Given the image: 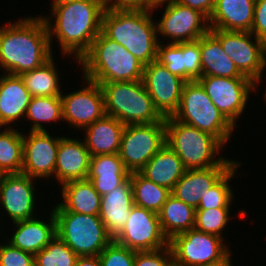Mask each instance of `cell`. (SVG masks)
Segmentation results:
<instances>
[{"label": "cell", "mask_w": 266, "mask_h": 266, "mask_svg": "<svg viewBox=\"0 0 266 266\" xmlns=\"http://www.w3.org/2000/svg\"><path fill=\"white\" fill-rule=\"evenodd\" d=\"M213 104L235 127L246 111L247 102L254 92L250 78H225L202 76L197 80Z\"/></svg>", "instance_id": "13"}, {"label": "cell", "mask_w": 266, "mask_h": 266, "mask_svg": "<svg viewBox=\"0 0 266 266\" xmlns=\"http://www.w3.org/2000/svg\"><path fill=\"white\" fill-rule=\"evenodd\" d=\"M231 168L211 167L186 170L171 193L177 199L197 209L203 194L210 190Z\"/></svg>", "instance_id": "23"}, {"label": "cell", "mask_w": 266, "mask_h": 266, "mask_svg": "<svg viewBox=\"0 0 266 266\" xmlns=\"http://www.w3.org/2000/svg\"><path fill=\"white\" fill-rule=\"evenodd\" d=\"M136 251L112 241L99 255L102 266H134Z\"/></svg>", "instance_id": "39"}, {"label": "cell", "mask_w": 266, "mask_h": 266, "mask_svg": "<svg viewBox=\"0 0 266 266\" xmlns=\"http://www.w3.org/2000/svg\"><path fill=\"white\" fill-rule=\"evenodd\" d=\"M161 9L164 10L162 17L156 20L159 42L162 38L163 43L165 38L168 39L166 43L195 41L210 31L208 18L204 14L178 1L168 2Z\"/></svg>", "instance_id": "12"}, {"label": "cell", "mask_w": 266, "mask_h": 266, "mask_svg": "<svg viewBox=\"0 0 266 266\" xmlns=\"http://www.w3.org/2000/svg\"><path fill=\"white\" fill-rule=\"evenodd\" d=\"M232 251H230L223 259L217 262L209 263L207 265L202 266H232ZM234 266V265H233Z\"/></svg>", "instance_id": "46"}, {"label": "cell", "mask_w": 266, "mask_h": 266, "mask_svg": "<svg viewBox=\"0 0 266 266\" xmlns=\"http://www.w3.org/2000/svg\"><path fill=\"white\" fill-rule=\"evenodd\" d=\"M52 56L42 15L0 25V72L21 75L42 66Z\"/></svg>", "instance_id": "2"}, {"label": "cell", "mask_w": 266, "mask_h": 266, "mask_svg": "<svg viewBox=\"0 0 266 266\" xmlns=\"http://www.w3.org/2000/svg\"><path fill=\"white\" fill-rule=\"evenodd\" d=\"M209 32L220 42L238 71L254 82L257 92L266 71V43L252 32L222 29H210Z\"/></svg>", "instance_id": "9"}, {"label": "cell", "mask_w": 266, "mask_h": 266, "mask_svg": "<svg viewBox=\"0 0 266 266\" xmlns=\"http://www.w3.org/2000/svg\"><path fill=\"white\" fill-rule=\"evenodd\" d=\"M56 234L78 256H98L113 238L99 216L53 211Z\"/></svg>", "instance_id": "8"}, {"label": "cell", "mask_w": 266, "mask_h": 266, "mask_svg": "<svg viewBox=\"0 0 266 266\" xmlns=\"http://www.w3.org/2000/svg\"><path fill=\"white\" fill-rule=\"evenodd\" d=\"M2 241L0 242V266H35L33 254L13 247L4 237Z\"/></svg>", "instance_id": "40"}, {"label": "cell", "mask_w": 266, "mask_h": 266, "mask_svg": "<svg viewBox=\"0 0 266 266\" xmlns=\"http://www.w3.org/2000/svg\"><path fill=\"white\" fill-rule=\"evenodd\" d=\"M172 117L214 135L224 145L232 138L235 128L213 104L197 80L184 84L179 108Z\"/></svg>", "instance_id": "7"}, {"label": "cell", "mask_w": 266, "mask_h": 266, "mask_svg": "<svg viewBox=\"0 0 266 266\" xmlns=\"http://www.w3.org/2000/svg\"><path fill=\"white\" fill-rule=\"evenodd\" d=\"M266 82V81H265ZM266 87V86H265ZM265 90V92H264V94H263V98H264V101L266 102V88H264Z\"/></svg>", "instance_id": "49"}, {"label": "cell", "mask_w": 266, "mask_h": 266, "mask_svg": "<svg viewBox=\"0 0 266 266\" xmlns=\"http://www.w3.org/2000/svg\"><path fill=\"white\" fill-rule=\"evenodd\" d=\"M91 154L83 139L60 136L54 179L60 186L70 181L87 179Z\"/></svg>", "instance_id": "20"}, {"label": "cell", "mask_w": 266, "mask_h": 266, "mask_svg": "<svg viewBox=\"0 0 266 266\" xmlns=\"http://www.w3.org/2000/svg\"><path fill=\"white\" fill-rule=\"evenodd\" d=\"M31 98L20 75L2 73L0 75V127H17V125L12 126L16 122L22 125Z\"/></svg>", "instance_id": "22"}, {"label": "cell", "mask_w": 266, "mask_h": 266, "mask_svg": "<svg viewBox=\"0 0 266 266\" xmlns=\"http://www.w3.org/2000/svg\"><path fill=\"white\" fill-rule=\"evenodd\" d=\"M49 218L34 217L23 221H17L12 224L13 235L9 238L7 235L5 240L13 247L19 248L22 251L37 254L45 248L56 236V219L53 211L49 210ZM15 231V232H14Z\"/></svg>", "instance_id": "21"}, {"label": "cell", "mask_w": 266, "mask_h": 266, "mask_svg": "<svg viewBox=\"0 0 266 266\" xmlns=\"http://www.w3.org/2000/svg\"><path fill=\"white\" fill-rule=\"evenodd\" d=\"M134 206L133 191L128 178L121 186L101 196L99 217L108 234L114 238L130 218Z\"/></svg>", "instance_id": "24"}, {"label": "cell", "mask_w": 266, "mask_h": 266, "mask_svg": "<svg viewBox=\"0 0 266 266\" xmlns=\"http://www.w3.org/2000/svg\"><path fill=\"white\" fill-rule=\"evenodd\" d=\"M83 76L93 82L139 81L143 78L144 64L116 41L102 32L90 49L79 59Z\"/></svg>", "instance_id": "4"}, {"label": "cell", "mask_w": 266, "mask_h": 266, "mask_svg": "<svg viewBox=\"0 0 266 266\" xmlns=\"http://www.w3.org/2000/svg\"><path fill=\"white\" fill-rule=\"evenodd\" d=\"M165 144V122L125 125L118 154L130 173L139 172Z\"/></svg>", "instance_id": "10"}, {"label": "cell", "mask_w": 266, "mask_h": 266, "mask_svg": "<svg viewBox=\"0 0 266 266\" xmlns=\"http://www.w3.org/2000/svg\"><path fill=\"white\" fill-rule=\"evenodd\" d=\"M174 1L178 0H152V11L155 12L159 7H163L166 3Z\"/></svg>", "instance_id": "47"}, {"label": "cell", "mask_w": 266, "mask_h": 266, "mask_svg": "<svg viewBox=\"0 0 266 266\" xmlns=\"http://www.w3.org/2000/svg\"><path fill=\"white\" fill-rule=\"evenodd\" d=\"M59 192H62L61 201L53 206L52 211H69L99 216L101 195L88 179L65 183Z\"/></svg>", "instance_id": "27"}, {"label": "cell", "mask_w": 266, "mask_h": 266, "mask_svg": "<svg viewBox=\"0 0 266 266\" xmlns=\"http://www.w3.org/2000/svg\"><path fill=\"white\" fill-rule=\"evenodd\" d=\"M186 169L177 154L166 144L145 164L139 173L157 185L173 190Z\"/></svg>", "instance_id": "29"}, {"label": "cell", "mask_w": 266, "mask_h": 266, "mask_svg": "<svg viewBox=\"0 0 266 266\" xmlns=\"http://www.w3.org/2000/svg\"><path fill=\"white\" fill-rule=\"evenodd\" d=\"M104 9L145 8L152 10V0H103Z\"/></svg>", "instance_id": "43"}, {"label": "cell", "mask_w": 266, "mask_h": 266, "mask_svg": "<svg viewBox=\"0 0 266 266\" xmlns=\"http://www.w3.org/2000/svg\"><path fill=\"white\" fill-rule=\"evenodd\" d=\"M153 11L145 8L105 9L101 32L118 42L144 65L157 59V26Z\"/></svg>", "instance_id": "3"}, {"label": "cell", "mask_w": 266, "mask_h": 266, "mask_svg": "<svg viewBox=\"0 0 266 266\" xmlns=\"http://www.w3.org/2000/svg\"><path fill=\"white\" fill-rule=\"evenodd\" d=\"M129 217L113 241L134 251H153L169 245L157 213L134 205Z\"/></svg>", "instance_id": "14"}, {"label": "cell", "mask_w": 266, "mask_h": 266, "mask_svg": "<svg viewBox=\"0 0 266 266\" xmlns=\"http://www.w3.org/2000/svg\"><path fill=\"white\" fill-rule=\"evenodd\" d=\"M50 2V17H42L48 28L51 50L54 47V39H57L63 58L71 57L77 63L101 32L104 6L101 2L93 0Z\"/></svg>", "instance_id": "1"}, {"label": "cell", "mask_w": 266, "mask_h": 266, "mask_svg": "<svg viewBox=\"0 0 266 266\" xmlns=\"http://www.w3.org/2000/svg\"><path fill=\"white\" fill-rule=\"evenodd\" d=\"M142 81L159 114L163 118L172 117L179 108L186 81L158 61L144 65Z\"/></svg>", "instance_id": "18"}, {"label": "cell", "mask_w": 266, "mask_h": 266, "mask_svg": "<svg viewBox=\"0 0 266 266\" xmlns=\"http://www.w3.org/2000/svg\"><path fill=\"white\" fill-rule=\"evenodd\" d=\"M60 137L49 131L23 133L22 174L34 179H54ZM45 178V179H44ZM53 178V179H52Z\"/></svg>", "instance_id": "17"}, {"label": "cell", "mask_w": 266, "mask_h": 266, "mask_svg": "<svg viewBox=\"0 0 266 266\" xmlns=\"http://www.w3.org/2000/svg\"><path fill=\"white\" fill-rule=\"evenodd\" d=\"M35 180L22 173L0 176L1 218L3 216L5 219L10 218L11 223H14L32 219L35 216L39 217L36 213L34 214L38 210V202L36 201L38 198H36L37 193L35 190L37 183H34Z\"/></svg>", "instance_id": "16"}, {"label": "cell", "mask_w": 266, "mask_h": 266, "mask_svg": "<svg viewBox=\"0 0 266 266\" xmlns=\"http://www.w3.org/2000/svg\"><path fill=\"white\" fill-rule=\"evenodd\" d=\"M124 127L118 119L105 114L84 128L83 139L91 156L118 154Z\"/></svg>", "instance_id": "26"}, {"label": "cell", "mask_w": 266, "mask_h": 266, "mask_svg": "<svg viewBox=\"0 0 266 266\" xmlns=\"http://www.w3.org/2000/svg\"><path fill=\"white\" fill-rule=\"evenodd\" d=\"M156 61L186 82L202 77L198 39L180 43L159 42Z\"/></svg>", "instance_id": "19"}, {"label": "cell", "mask_w": 266, "mask_h": 266, "mask_svg": "<svg viewBox=\"0 0 266 266\" xmlns=\"http://www.w3.org/2000/svg\"><path fill=\"white\" fill-rule=\"evenodd\" d=\"M75 266H102L98 256H79Z\"/></svg>", "instance_id": "45"}, {"label": "cell", "mask_w": 266, "mask_h": 266, "mask_svg": "<svg viewBox=\"0 0 266 266\" xmlns=\"http://www.w3.org/2000/svg\"><path fill=\"white\" fill-rule=\"evenodd\" d=\"M172 259L184 266H202L223 259L231 250L225 240L195 228L169 240Z\"/></svg>", "instance_id": "11"}, {"label": "cell", "mask_w": 266, "mask_h": 266, "mask_svg": "<svg viewBox=\"0 0 266 266\" xmlns=\"http://www.w3.org/2000/svg\"><path fill=\"white\" fill-rule=\"evenodd\" d=\"M201 53L202 76L248 78L242 75L234 62L223 51L220 42L208 32L198 39Z\"/></svg>", "instance_id": "30"}, {"label": "cell", "mask_w": 266, "mask_h": 266, "mask_svg": "<svg viewBox=\"0 0 266 266\" xmlns=\"http://www.w3.org/2000/svg\"><path fill=\"white\" fill-rule=\"evenodd\" d=\"M54 57L52 56L42 66L20 75L32 97L60 96L64 91L61 89L63 87L59 79L61 76Z\"/></svg>", "instance_id": "32"}, {"label": "cell", "mask_w": 266, "mask_h": 266, "mask_svg": "<svg viewBox=\"0 0 266 266\" xmlns=\"http://www.w3.org/2000/svg\"><path fill=\"white\" fill-rule=\"evenodd\" d=\"M83 86L73 92H62L63 123L70 128L83 130L105 115L104 97L100 85L85 77Z\"/></svg>", "instance_id": "15"}, {"label": "cell", "mask_w": 266, "mask_h": 266, "mask_svg": "<svg viewBox=\"0 0 266 266\" xmlns=\"http://www.w3.org/2000/svg\"><path fill=\"white\" fill-rule=\"evenodd\" d=\"M195 210L172 194L158 213L162 232L168 240L194 228Z\"/></svg>", "instance_id": "31"}, {"label": "cell", "mask_w": 266, "mask_h": 266, "mask_svg": "<svg viewBox=\"0 0 266 266\" xmlns=\"http://www.w3.org/2000/svg\"><path fill=\"white\" fill-rule=\"evenodd\" d=\"M24 121H30L28 131H48L45 127L48 123H51L50 126L56 122L61 123L63 121L61 97H32L27 106Z\"/></svg>", "instance_id": "33"}, {"label": "cell", "mask_w": 266, "mask_h": 266, "mask_svg": "<svg viewBox=\"0 0 266 266\" xmlns=\"http://www.w3.org/2000/svg\"><path fill=\"white\" fill-rule=\"evenodd\" d=\"M172 260L170 246L153 251H136L134 266H167Z\"/></svg>", "instance_id": "41"}, {"label": "cell", "mask_w": 266, "mask_h": 266, "mask_svg": "<svg viewBox=\"0 0 266 266\" xmlns=\"http://www.w3.org/2000/svg\"><path fill=\"white\" fill-rule=\"evenodd\" d=\"M217 0H178L182 5L200 11L208 19L213 12Z\"/></svg>", "instance_id": "44"}, {"label": "cell", "mask_w": 266, "mask_h": 266, "mask_svg": "<svg viewBox=\"0 0 266 266\" xmlns=\"http://www.w3.org/2000/svg\"><path fill=\"white\" fill-rule=\"evenodd\" d=\"M134 205L159 213L172 194L168 188L146 179L139 172L130 173Z\"/></svg>", "instance_id": "35"}, {"label": "cell", "mask_w": 266, "mask_h": 266, "mask_svg": "<svg viewBox=\"0 0 266 266\" xmlns=\"http://www.w3.org/2000/svg\"><path fill=\"white\" fill-rule=\"evenodd\" d=\"M250 32L266 43V0H256Z\"/></svg>", "instance_id": "42"}, {"label": "cell", "mask_w": 266, "mask_h": 266, "mask_svg": "<svg viewBox=\"0 0 266 266\" xmlns=\"http://www.w3.org/2000/svg\"><path fill=\"white\" fill-rule=\"evenodd\" d=\"M241 164L238 161L210 190L203 194L196 210L231 208L233 206L235 194L230 181L240 175V172L237 174V171Z\"/></svg>", "instance_id": "36"}, {"label": "cell", "mask_w": 266, "mask_h": 266, "mask_svg": "<svg viewBox=\"0 0 266 266\" xmlns=\"http://www.w3.org/2000/svg\"><path fill=\"white\" fill-rule=\"evenodd\" d=\"M256 0H217L210 15V29L250 32Z\"/></svg>", "instance_id": "25"}, {"label": "cell", "mask_w": 266, "mask_h": 266, "mask_svg": "<svg viewBox=\"0 0 266 266\" xmlns=\"http://www.w3.org/2000/svg\"><path fill=\"white\" fill-rule=\"evenodd\" d=\"M0 217H1V216H0ZM2 220H3V218L0 219V227H2L1 225H3V223L1 224ZM1 230H2V229L0 228V234H2V233H1ZM0 236H1V235H0Z\"/></svg>", "instance_id": "50"}, {"label": "cell", "mask_w": 266, "mask_h": 266, "mask_svg": "<svg viewBox=\"0 0 266 266\" xmlns=\"http://www.w3.org/2000/svg\"><path fill=\"white\" fill-rule=\"evenodd\" d=\"M23 166V132L0 127V174H17Z\"/></svg>", "instance_id": "34"}, {"label": "cell", "mask_w": 266, "mask_h": 266, "mask_svg": "<svg viewBox=\"0 0 266 266\" xmlns=\"http://www.w3.org/2000/svg\"><path fill=\"white\" fill-rule=\"evenodd\" d=\"M93 1H99V2H101L103 4V0H93Z\"/></svg>", "instance_id": "51"}, {"label": "cell", "mask_w": 266, "mask_h": 266, "mask_svg": "<svg viewBox=\"0 0 266 266\" xmlns=\"http://www.w3.org/2000/svg\"><path fill=\"white\" fill-rule=\"evenodd\" d=\"M78 255L58 236L34 255L35 266H75Z\"/></svg>", "instance_id": "37"}, {"label": "cell", "mask_w": 266, "mask_h": 266, "mask_svg": "<svg viewBox=\"0 0 266 266\" xmlns=\"http://www.w3.org/2000/svg\"><path fill=\"white\" fill-rule=\"evenodd\" d=\"M230 211V208L195 210L194 228L207 234L219 236L226 241V237L223 236H225L224 230H226L227 224L230 223Z\"/></svg>", "instance_id": "38"}, {"label": "cell", "mask_w": 266, "mask_h": 266, "mask_svg": "<svg viewBox=\"0 0 266 266\" xmlns=\"http://www.w3.org/2000/svg\"><path fill=\"white\" fill-rule=\"evenodd\" d=\"M165 140L186 170L233 167L238 162L219 155L225 145L217 137L173 117L165 118Z\"/></svg>", "instance_id": "5"}, {"label": "cell", "mask_w": 266, "mask_h": 266, "mask_svg": "<svg viewBox=\"0 0 266 266\" xmlns=\"http://www.w3.org/2000/svg\"><path fill=\"white\" fill-rule=\"evenodd\" d=\"M167 266H184V265L178 264L172 259Z\"/></svg>", "instance_id": "48"}, {"label": "cell", "mask_w": 266, "mask_h": 266, "mask_svg": "<svg viewBox=\"0 0 266 266\" xmlns=\"http://www.w3.org/2000/svg\"><path fill=\"white\" fill-rule=\"evenodd\" d=\"M104 97L105 114L124 125L165 122L142 80L99 84Z\"/></svg>", "instance_id": "6"}, {"label": "cell", "mask_w": 266, "mask_h": 266, "mask_svg": "<svg viewBox=\"0 0 266 266\" xmlns=\"http://www.w3.org/2000/svg\"><path fill=\"white\" fill-rule=\"evenodd\" d=\"M129 176L119 154L91 156L87 179L101 196L121 186Z\"/></svg>", "instance_id": "28"}]
</instances>
